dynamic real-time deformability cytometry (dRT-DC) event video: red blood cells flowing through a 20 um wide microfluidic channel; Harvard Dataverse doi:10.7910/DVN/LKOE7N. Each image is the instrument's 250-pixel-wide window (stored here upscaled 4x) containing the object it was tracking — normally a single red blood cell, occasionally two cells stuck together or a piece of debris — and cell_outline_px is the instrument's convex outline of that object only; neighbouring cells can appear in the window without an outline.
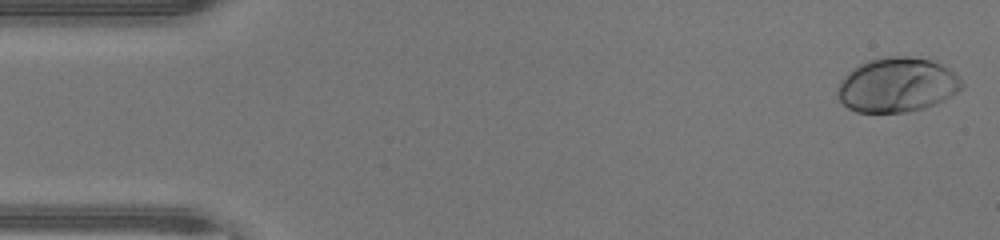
{"species": "human", "species_latin": "Homo sapiens", "temperature_condition": "warm", "stored_images_in_passage": 46, "camera_frame_rate_fps": 3000, "um_per_image_px": 0.085, "donor": {"sex": "male"}, "frame": {"image": 1, "passage_image": 1, "time_ms": 0.0, "image_size_px": [1000, 240], "cell_outline_px": [[964, 84], [956, 92], [944, 100], [936, 104], [924, 108], [908, 112], [856, 112], [848, 108], [840, 100], [836, 92], [836, 88], [840, 80], [848, 72], [860, 64], [868, 60], [888, 56], [908, 56], [932, 60], [948, 68]], "centroid_in_image_um": [76.22, 7.22], "position_along_channel_um": 8.8, "area_um2": 39.42}}
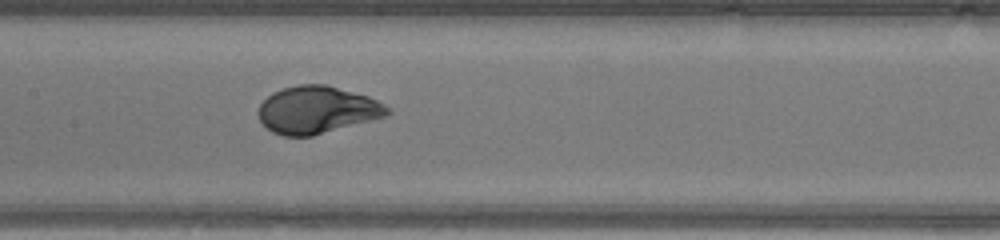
{"frame": {"image": 2, "passage_image": 22, "time_ms": 7.0, "image_size_px": [1000, 240], "cell_outline_px": [[392, 112], [388, 116], [312, 136], [284, 136], [272, 132], [260, 120], [256, 112], [260, 104], [272, 92], [296, 84], [324, 84], [368, 96], [392, 108]], "centroid_in_image_um": [26.96, 9.34], "position_along_channel_um": 180.4, "area_um2": 35.72}}
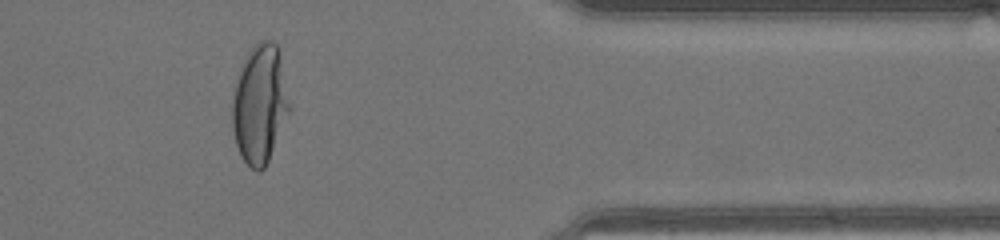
{"frame": {"image": 3, "passage_image": 38, "time_ms": 12.333, "image_size_px": [1000, 240], "cell_outline_px": [[292, 108], [268, 160], [264, 168], [260, 172], [252, 168], [240, 156], [236, 144], [232, 128], [232, 100], [236, 84], [244, 60], [248, 52], [260, 40], [272, 40], [276, 44], [292, 104]], "centroid_in_image_um": [22.1, 8.87], "position_along_channel_um": 389.3, "area_um2": 39.36}, "authors_computed_cell_mechanics": {"area_um2": 36.5874, "velocity_mm_per_s": 4.3941, "shape_relaxation_time_tau1_ms": 3.239, "shape_relaxation_time_tau2_ms": null, "deformation_change_tau1": 0.2073, "deformation_change_tau2": null}}